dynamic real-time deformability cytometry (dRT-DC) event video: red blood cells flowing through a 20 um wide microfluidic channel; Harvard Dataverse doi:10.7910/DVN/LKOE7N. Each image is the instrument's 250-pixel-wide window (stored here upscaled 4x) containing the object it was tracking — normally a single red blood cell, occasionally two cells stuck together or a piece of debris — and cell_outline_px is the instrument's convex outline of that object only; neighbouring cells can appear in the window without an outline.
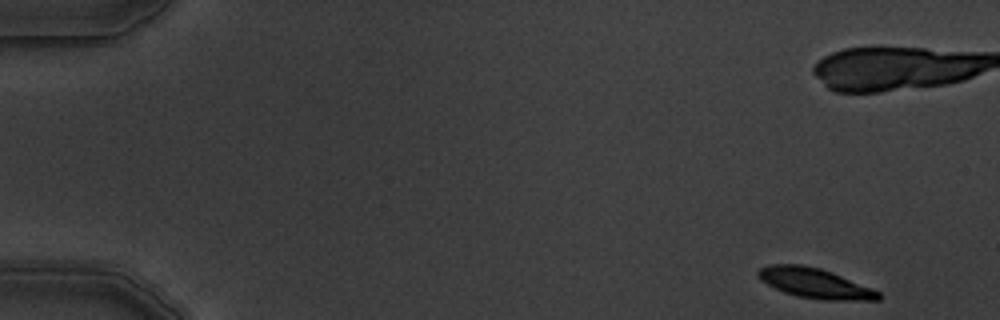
{"species": "common noctule bat (a hibernating species)", "species_latin": "Nyctalus noctula", "temperature_condition": "warm", "stored_images_in_passage": 6, "camera_frame_rate_fps": 3000, "um_per_image_px": 0.085, "animal": {"sex": "male", "body_mass_g": 19.5, "forearm_length_mm": 54.6}, "frame": {"image": 1, "passage_image": 1, "time_ms": 0.0, "image_size_px": [1000, 320], "cell_outline_px": [[880, 300], [824, 300], [796, 296], [784, 292], [760, 280], [756, 276], [756, 272], [760, 268], [768, 264], [800, 264], [820, 268], [832, 272], [872, 288], [880, 292]], "centroid_in_image_um": [69.24, 24.06], "position_along_channel_um": 15.8, "area_um2": 21.04}}